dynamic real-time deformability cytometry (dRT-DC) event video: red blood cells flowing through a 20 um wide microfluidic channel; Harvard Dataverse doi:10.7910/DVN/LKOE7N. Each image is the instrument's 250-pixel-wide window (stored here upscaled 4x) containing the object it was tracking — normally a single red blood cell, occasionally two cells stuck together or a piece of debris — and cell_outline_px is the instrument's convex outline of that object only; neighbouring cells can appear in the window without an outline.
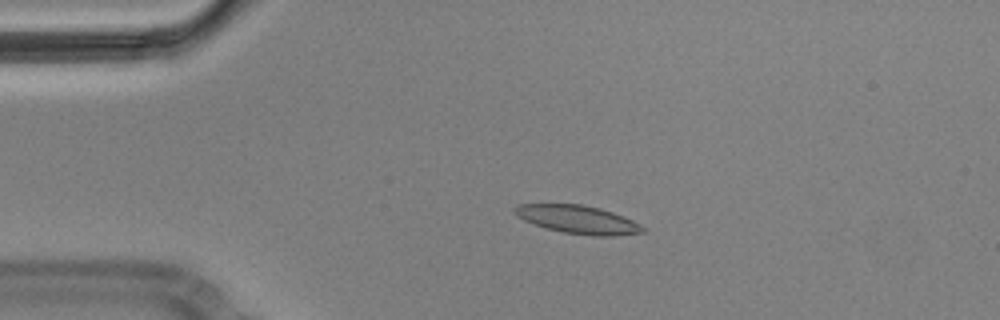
{"species": "Egyptian fruit bat (a non-hibernating species)", "species_latin": "Rousettus aegyptiacus", "temperature_condition": "cold", "stored_images_in_passage": 3, "camera_frame_rate_fps": 3000, "um_per_image_px": 0.085, "animal": {"sex": "male"}, "frame": {"image": 1, "passage_image": 2, "time_ms": 0.333, "image_size_px": [1000, 320], "cell_outline_px": [[644, 232], [616, 236], [592, 236], [564, 232], [548, 228], [524, 220], [516, 216], [512, 208], [516, 204], [580, 204], [600, 208], [624, 216], [640, 224], [644, 228]], "centroid_in_image_um": [49.12, 18.65], "position_along_channel_um": 35.9, "area_um2": 20.98}}